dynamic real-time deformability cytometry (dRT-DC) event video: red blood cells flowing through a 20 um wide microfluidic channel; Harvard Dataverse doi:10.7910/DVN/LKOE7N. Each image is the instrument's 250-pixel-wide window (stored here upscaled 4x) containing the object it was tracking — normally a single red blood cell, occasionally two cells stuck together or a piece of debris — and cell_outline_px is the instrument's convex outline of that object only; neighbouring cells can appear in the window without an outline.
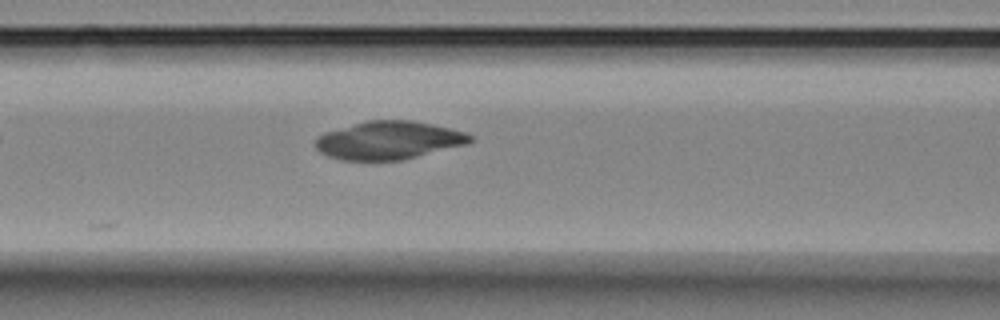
{"species": "Egyptian fruit bat (a non-hibernating species)", "species_latin": "Rousettus aegyptiacus", "temperature_condition": "room temperature", "stored_images_in_passage": 6, "camera_frame_rate_fps": 3000, "um_per_image_px": 0.085, "animal": {"sex": "female"}, "frame": {"image": 1, "passage_image": 6, "time_ms": 6.667, "image_size_px": [1000, 320], "cell_outline_px": [[476, 140], [468, 144], [400, 160], [340, 160], [328, 156], [320, 152], [312, 144], [316, 136], [324, 132], [368, 120], [412, 120], [432, 124], [464, 132], [472, 136]], "centroid_in_image_um": [33.0, 11.92], "position_along_channel_um": 133.6, "area_um2": 34.45}}